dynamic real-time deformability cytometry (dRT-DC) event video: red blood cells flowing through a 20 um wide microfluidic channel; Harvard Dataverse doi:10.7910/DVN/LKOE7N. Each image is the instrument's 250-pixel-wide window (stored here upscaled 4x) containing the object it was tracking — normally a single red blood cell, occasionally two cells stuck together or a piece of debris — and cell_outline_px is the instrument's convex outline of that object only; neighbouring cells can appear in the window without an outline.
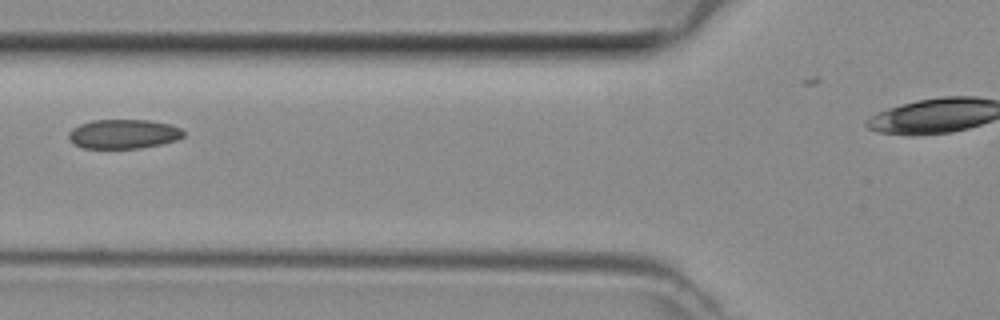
{"species": "common noctule bat (a hibernating species)", "species_latin": "Nyctalus noctula", "temperature_condition": "room temperature", "stored_images_in_passage": 4, "segment_of_instrument_passage": [1, 2], "camera_frame_rate_fps": 3000, "um_per_image_px": 0.085, "animal": {"sex": "female", "body_mass_g": 29.2, "forearm_length_mm": 56.3}, "frame": {"image": 1, "passage_image": 2, "time_ms": 0.333, "image_size_px": [1000, 320], "cell_outline_px": [[184, 136], [176, 140], [160, 144], [140, 148], [84, 148], [72, 144], [68, 140], [68, 132], [72, 128], [80, 124], [92, 120], [148, 120], [172, 124], [180, 128], [184, 132]], "centroid_in_image_um": [10.47, 11.39], "position_along_channel_um": 115.3, "area_um2": 19.77}}
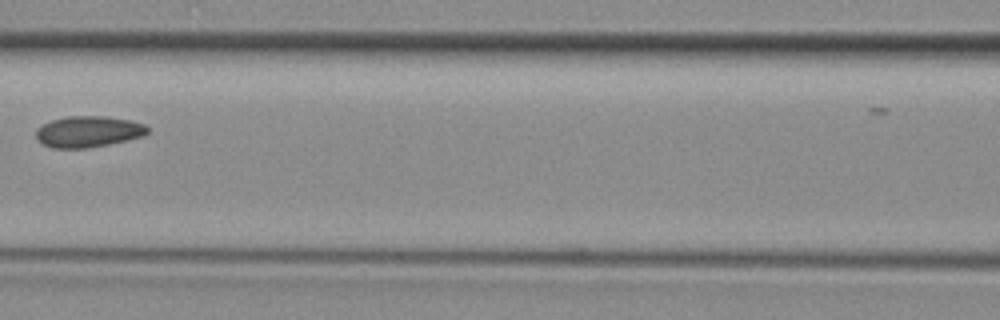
{"frame": {"image": 2, "passage_image": 3, "time_ms": 0.667, "image_size_px": [1000, 320], "cell_outline_px": [[148, 132], [140, 136], [108, 144], [88, 148], [52, 148], [40, 144], [36, 140], [36, 128], [52, 120], [64, 116], [104, 116], [132, 120], [144, 124], [148, 128]], "centroid_in_image_um": [7.44, 11.18], "position_along_channel_um": 159.2, "area_um2": 20.29}}